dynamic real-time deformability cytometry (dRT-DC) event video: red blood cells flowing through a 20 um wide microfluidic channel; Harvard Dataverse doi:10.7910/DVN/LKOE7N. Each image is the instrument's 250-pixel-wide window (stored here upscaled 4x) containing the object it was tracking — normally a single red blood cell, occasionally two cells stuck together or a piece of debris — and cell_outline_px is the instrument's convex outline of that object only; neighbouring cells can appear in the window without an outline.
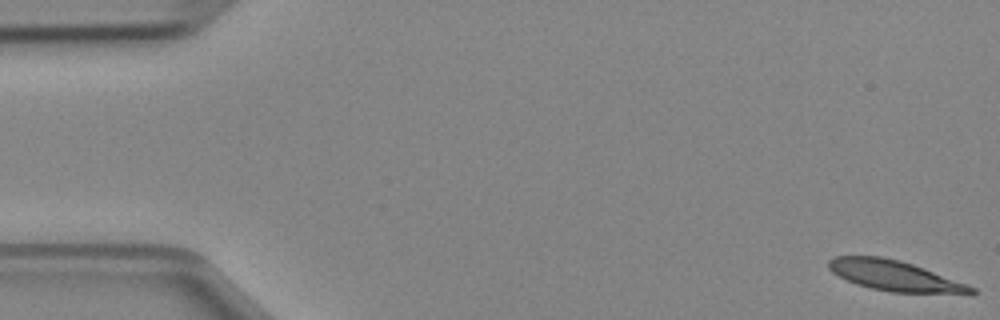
{"species": "Egyptian fruit bat (a non-hibernating species)", "species_latin": "Rousettus aegyptiacus", "temperature_condition": "cold", "stored_images_in_passage": 12, "camera_frame_rate_fps": 3000, "um_per_image_px": 0.085, "animal": {"sex": "female"}, "frame": {"image": 1, "passage_image": 1, "time_ms": 0.0, "image_size_px": [1000, 320], "cell_outline_px": [[976, 292], [972, 296], [892, 292], [872, 288], [856, 284], [832, 272], [828, 268], [828, 260], [836, 256], [880, 256], [900, 260], [924, 268], [968, 284], [976, 288]], "centroid_in_image_um": [76.18, 23.48], "position_along_channel_um": 8.8, "area_um2": 25.78}}
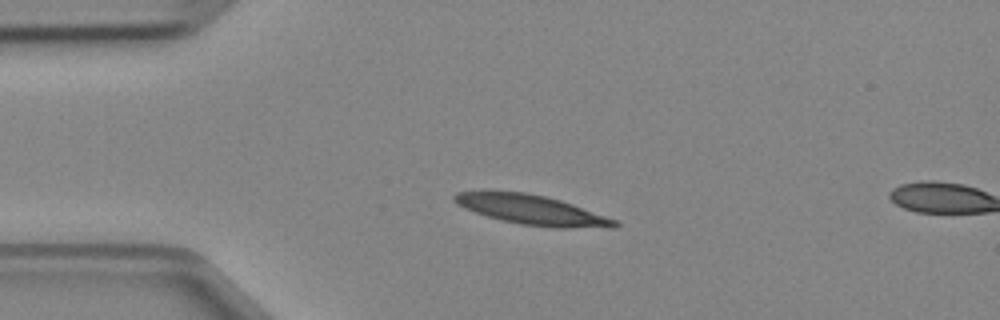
{"frame": {"image": 2, "passage_image": 11, "time_ms": 3.333, "image_size_px": [1000, 320], "cell_outline_px": [[620, 224], [616, 228], [556, 228], [520, 224], [500, 220], [464, 208], [456, 204], [452, 200], [452, 196], [456, 192], [480, 188], [524, 192], [544, 196], [560, 200], [572, 204], [616, 220]], "centroid_in_image_um": [45.1, 17.8], "position_along_channel_um": 39.9, "area_um2": 28.44}}